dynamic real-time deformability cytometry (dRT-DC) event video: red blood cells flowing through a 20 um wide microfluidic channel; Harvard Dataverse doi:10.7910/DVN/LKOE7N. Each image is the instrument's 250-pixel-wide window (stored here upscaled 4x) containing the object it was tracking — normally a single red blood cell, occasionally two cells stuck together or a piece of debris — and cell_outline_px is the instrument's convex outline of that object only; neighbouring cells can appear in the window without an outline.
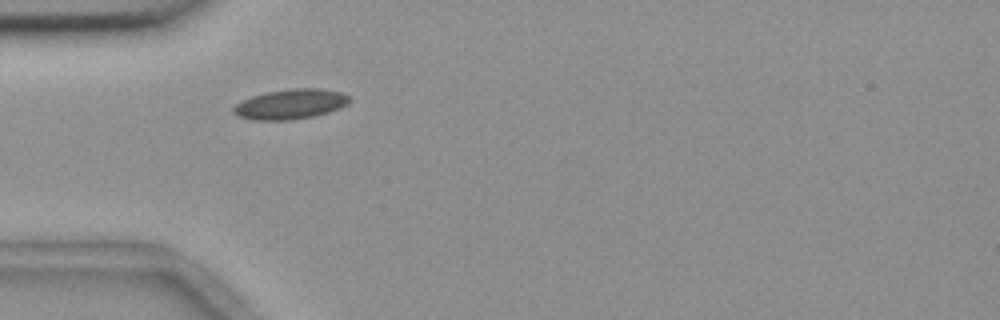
{"species": "common noctule bat (a hibernating species)", "species_latin": "Nyctalus noctula", "temperature_condition": "room temperature", "stored_images_in_passage": 3, "camera_frame_rate_fps": 3000, "um_per_image_px": 0.085, "animal": {"sex": "female", "body_mass_g": 18.4}, "frame": {"image": 1, "passage_image": 2, "time_ms": 2.333, "image_size_px": [1000, 320], "cell_outline_px": [[352, 100], [340, 108], [328, 112], [312, 116], [292, 120], [252, 120], [240, 116], [232, 112], [232, 108], [236, 104], [252, 96], [268, 92], [292, 88], [320, 88], [340, 92], [352, 96]], "centroid_in_image_um": [24.73, 8.85], "position_along_channel_um": 60.3, "area_um2": 20.23}}